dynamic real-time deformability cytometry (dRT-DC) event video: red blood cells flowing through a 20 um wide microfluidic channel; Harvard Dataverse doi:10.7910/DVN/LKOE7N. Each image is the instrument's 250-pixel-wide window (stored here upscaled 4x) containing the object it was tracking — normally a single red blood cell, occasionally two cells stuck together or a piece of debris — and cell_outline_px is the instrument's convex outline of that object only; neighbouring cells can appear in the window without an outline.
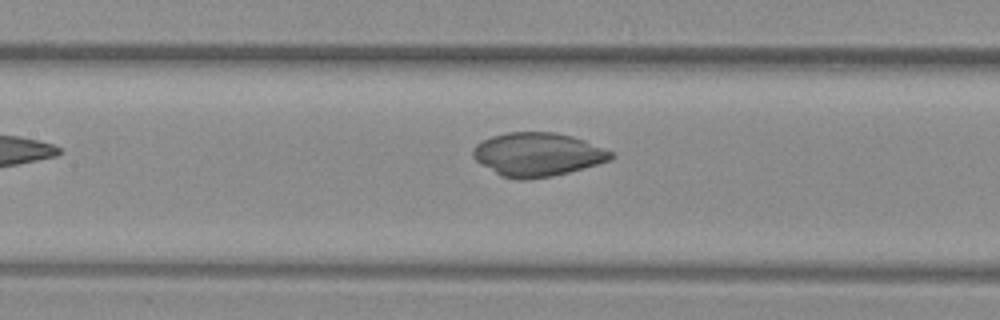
{"species": "common noctule bat (a hibernating species)", "species_latin": "Nyctalus noctula", "temperature_condition": "warm", "stored_images_in_passage": 35, "camera_frame_rate_fps": 3000, "um_per_image_px": 0.085, "animal": {"sex": "female", "body_mass_g": 29.2, "forearm_length_mm": 56.3}, "frame": {"image": 1, "passage_image": 10, "time_ms": 3.0, "image_size_px": [1000, 320], "cell_outline_px": [[616, 156], [612, 160], [584, 168], [552, 176], [524, 180], [516, 180], [500, 176], [476, 160], [472, 156], [472, 148], [476, 144], [492, 136], [508, 132], [556, 132], [572, 136], [584, 140], [616, 152]], "centroid_in_image_um": [45.73, 13.13], "position_along_channel_um": 161.7, "area_um2": 35.32}}
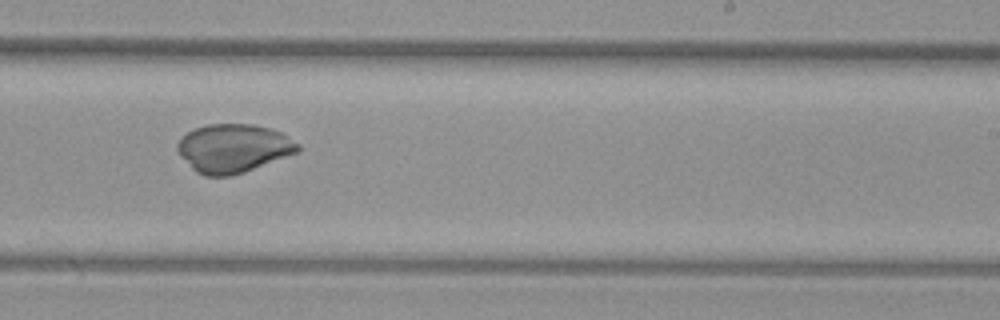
{"frame": {"image": 2, "passage_image": 18, "time_ms": 5.667, "image_size_px": [1000, 320], "cell_outline_px": [[300, 152], [244, 172], [228, 176], [204, 176], [196, 172], [180, 156], [176, 148], [176, 144], [192, 128], [208, 124], [252, 124], [272, 128], [288, 136], [300, 144]], "centroid_in_image_um": [19.85, 12.6], "position_along_channel_um": 269.1, "area_um2": 34.28}}
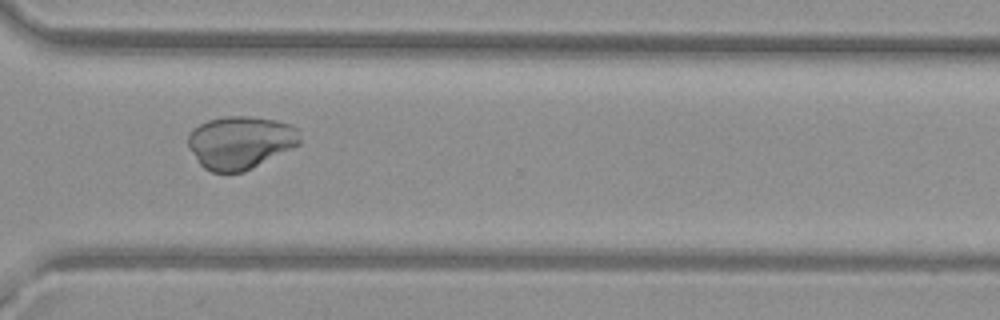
{"frame": {"image": 3, "passage_image": 24, "time_ms": 7.667, "image_size_px": [1000, 320], "cell_outline_px": [[300, 144], [244, 172], [212, 172], [204, 168], [200, 164], [188, 148], [188, 136], [192, 128], [208, 120], [224, 116], [252, 116], [276, 120], [292, 124], [296, 128], [300, 140]], "centroid_in_image_um": [20.41, 12.09], "position_along_channel_um": 350.2, "area_um2": 34.51}}